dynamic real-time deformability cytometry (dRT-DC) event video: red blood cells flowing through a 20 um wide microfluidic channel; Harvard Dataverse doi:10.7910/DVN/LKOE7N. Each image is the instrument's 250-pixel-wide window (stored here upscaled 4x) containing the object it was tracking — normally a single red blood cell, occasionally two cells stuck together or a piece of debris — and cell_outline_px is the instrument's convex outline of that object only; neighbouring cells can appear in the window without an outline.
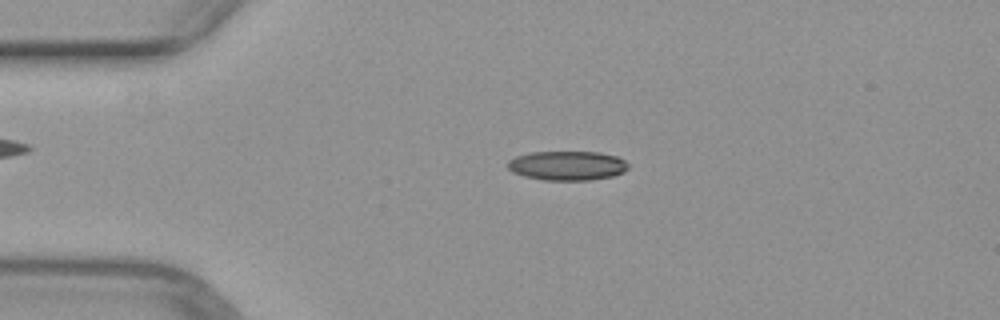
{"species": "common noctule bat (a hibernating species)", "species_latin": "Nyctalus noctula", "temperature_condition": "warm", "stored_images_in_passage": 50, "camera_frame_rate_fps": 3000, "um_per_image_px": 0.085, "animal": {"sex": "female", "body_mass_g": 29.2, "forearm_length_mm": 56.3}, "frame": {"image": 1, "passage_image": 11, "time_ms": 3.333, "image_size_px": [1000, 320], "cell_outline_px": [[628, 168], [624, 172], [612, 176], [588, 180], [544, 180], [524, 176], [512, 172], [508, 168], [508, 160], [516, 156], [532, 152], [600, 152], [616, 156], [624, 160], [628, 164]], "centroid_in_image_um": [48.21, 14.07], "position_along_channel_um": 36.8, "area_um2": 20.58}}
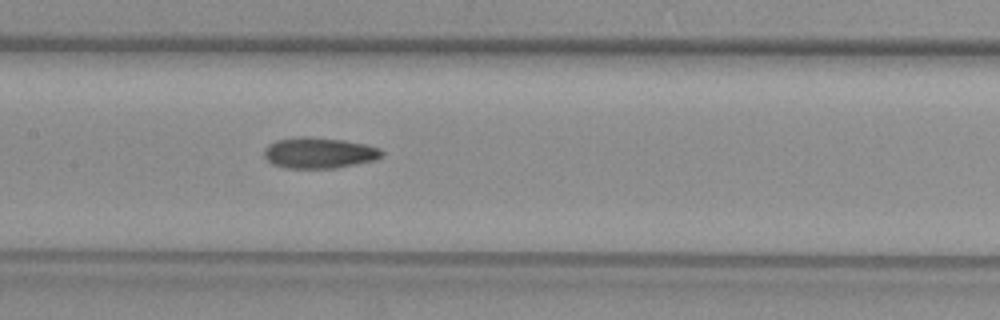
{"frame": {"image": 2, "passage_image": 24, "time_ms": 7.667, "image_size_px": [1000, 320], "cell_outline_px": [[384, 152], [380, 156], [372, 160], [356, 164], [336, 168], [284, 168], [272, 164], [264, 156], [264, 148], [268, 144], [276, 140], [304, 136], [308, 136], [344, 140], [364, 144], [380, 148]], "centroid_in_image_um": [27.08, 12.99], "position_along_channel_um": 180.3, "area_um2": 21.15}}
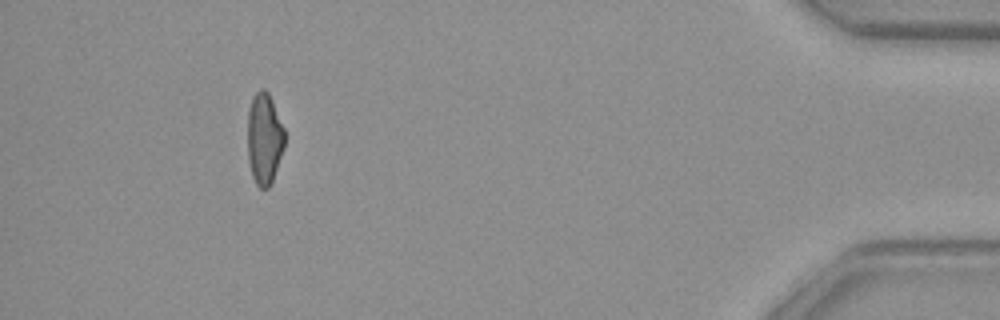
{"frame": {"image": 3, "passage_image": 46, "time_ms": 15.0, "image_size_px": [1000, 320], "cell_outline_px": [[284, 148], [272, 180], [268, 188], [260, 188], [256, 184], [252, 176], [248, 160], [248, 108], [252, 96], [260, 88], [264, 88], [268, 92], [272, 100], [284, 128]], "centroid_in_image_um": [22.45, 11.75], "position_along_channel_um": 412.7, "area_um2": 19.77}}